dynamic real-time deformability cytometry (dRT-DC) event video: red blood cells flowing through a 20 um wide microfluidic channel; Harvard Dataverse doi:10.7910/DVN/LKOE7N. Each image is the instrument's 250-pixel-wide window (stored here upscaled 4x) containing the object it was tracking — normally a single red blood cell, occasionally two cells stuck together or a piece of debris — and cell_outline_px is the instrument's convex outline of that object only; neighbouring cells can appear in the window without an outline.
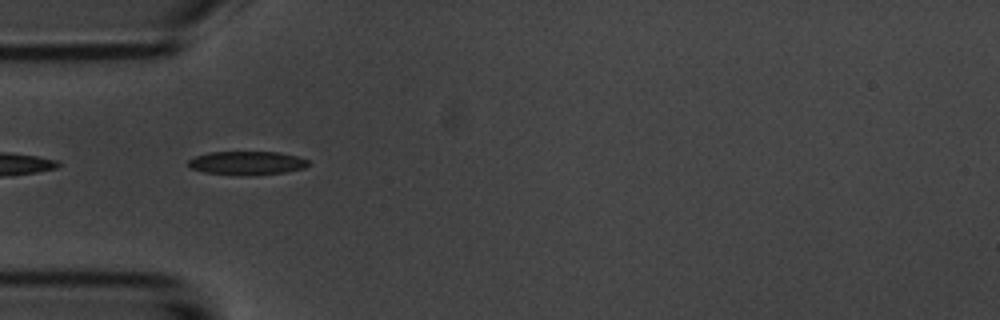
{"species": "common noctule bat (a hibernating species)", "species_latin": "Nyctalus noctula", "temperature_condition": "room temperature", "stored_images_in_passage": 18, "camera_frame_rate_fps": 3000, "um_per_image_px": 0.085, "animal": {"sex": "male", "body_mass_g": 20.1, "forearm_length_mm": 53.5}, "frame": {"image": 1, "passage_image": 1, "time_ms": 0.0, "image_size_px": [1000, 320], "cell_outline_px": [[308, 164], [304, 168], [284, 172], [248, 176], [204, 172], [192, 168], [188, 164], [188, 160], [196, 156], [208, 152], [280, 152], [300, 156], [308, 160]], "centroid_in_image_um": [21.01, 13.85], "position_along_channel_um": 64.0, "area_um2": 16.53}}